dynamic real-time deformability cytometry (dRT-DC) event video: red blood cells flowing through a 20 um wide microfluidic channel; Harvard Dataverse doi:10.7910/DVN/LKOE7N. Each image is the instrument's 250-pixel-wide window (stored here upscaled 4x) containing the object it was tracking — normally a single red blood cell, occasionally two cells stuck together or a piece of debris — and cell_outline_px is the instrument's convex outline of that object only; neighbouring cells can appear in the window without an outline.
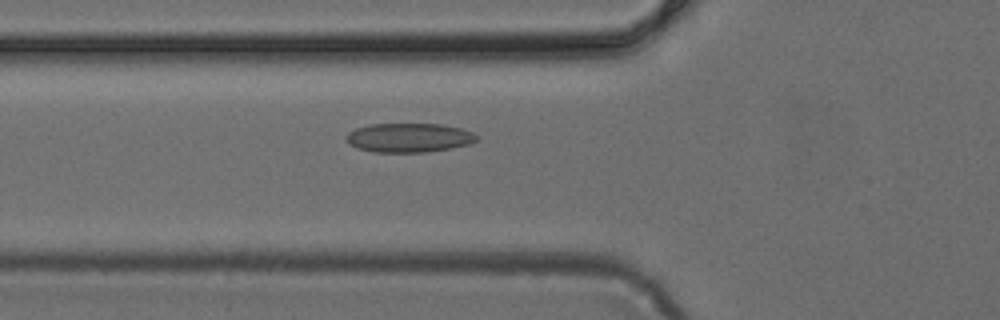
{"species": "common noctule bat (a hibernating species)", "species_latin": "Nyctalus noctula", "temperature_condition": "cold", "stored_images_in_passage": 48, "camera_frame_rate_fps": 3000, "um_per_image_px": 0.085, "animal": {"sex": "female", "body_mass_g": 24.6, "forearm_length_mm": 56.2}, "frame": {"image": 1, "passage_image": 17, "time_ms": 5.333, "image_size_px": [1000, 320], "cell_outline_px": [[480, 136], [476, 140], [468, 144], [452, 148], [424, 152], [372, 152], [356, 148], [348, 144], [344, 140], [344, 136], [348, 132], [356, 128], [368, 124], [444, 124], [460, 128], [472, 132]], "centroid_in_image_um": [34.71, 11.7], "position_along_channel_um": 91.1, "area_um2": 22.43}}
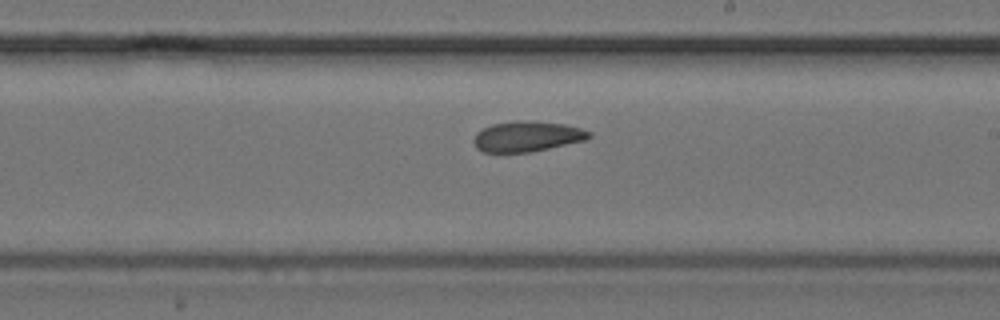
{"frame": {"image": 2, "passage_image": 28, "time_ms": 9.0, "image_size_px": [1000, 320], "cell_outline_px": [[592, 136], [588, 140], [532, 152], [484, 152], [476, 148], [472, 140], [476, 132], [492, 124], [512, 120], [524, 120], [564, 124], [580, 128], [592, 132]], "centroid_in_image_um": [44.82, 11.59], "position_along_channel_um": 244.2, "area_um2": 20.75}}
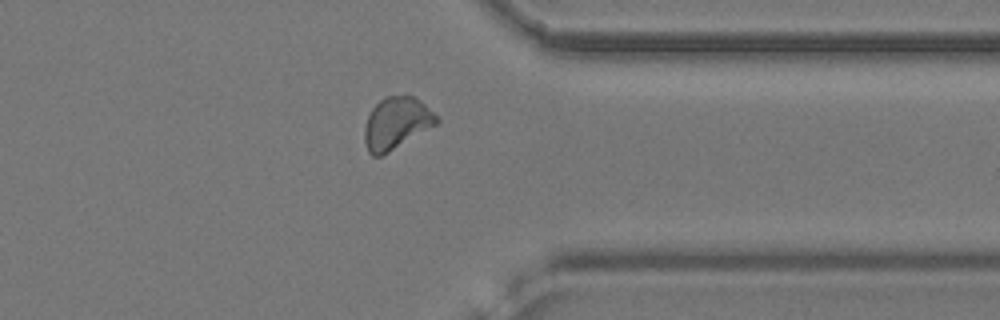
{"frame": {"image": 3, "passage_image": 38, "time_ms": 12.333, "image_size_px": [1000, 320], "cell_outline_px": [[440, 120], [436, 124], [388, 152], [380, 156], [372, 156], [368, 152], [364, 140], [364, 128], [368, 116], [372, 108], [384, 96], [412, 96], [420, 100]], "centroid_in_image_um": [33.65, 10.47], "position_along_channel_um": 377.7, "area_um2": 21.39}}